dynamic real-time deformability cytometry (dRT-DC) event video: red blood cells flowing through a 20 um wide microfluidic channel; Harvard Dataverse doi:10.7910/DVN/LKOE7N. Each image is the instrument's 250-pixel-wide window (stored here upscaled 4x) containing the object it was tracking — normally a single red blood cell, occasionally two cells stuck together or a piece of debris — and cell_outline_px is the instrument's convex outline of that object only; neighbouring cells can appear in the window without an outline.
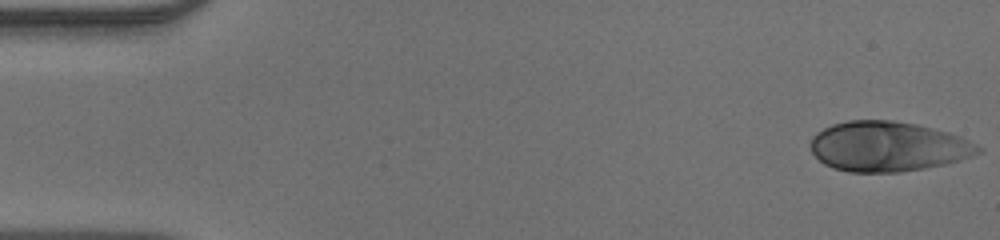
{"species": "human", "species_latin": "Homo sapiens", "temperature_condition": "warm", "stored_images_in_passage": 46, "camera_frame_rate_fps": 3000, "um_per_image_px": 0.085, "donor": {"sex": "male"}, "frame": {"image": 1, "passage_image": 1, "time_ms": 0.0, "image_size_px": [1000, 240], "cell_outline_px": [[984, 152], [960, 160], [944, 164], [924, 168], [900, 172], [848, 172], [832, 168], [824, 164], [812, 152], [812, 136], [816, 132], [832, 124], [848, 120], [892, 120], [916, 124], [948, 132], [960, 136], [984, 148]], "centroid_in_image_um": [75.49, 12.45], "position_along_channel_um": 9.5, "area_um2": 48.9}}
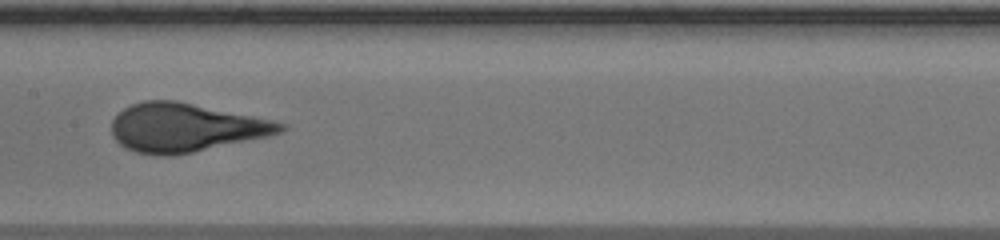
{"frame": {"image": 2, "passage_image": 24, "time_ms": 7.667, "image_size_px": [1000, 240], "cell_outline_px": [[288, 128], [280, 132], [268, 136], [192, 152], [172, 156], [164, 156], [136, 152], [124, 148], [112, 136], [112, 120], [124, 108], [132, 104], [144, 100], [176, 100], [252, 116], [284, 124]], "centroid_in_image_um": [15.7, 10.85], "position_along_channel_um": 191.7, "area_um2": 47.28}}
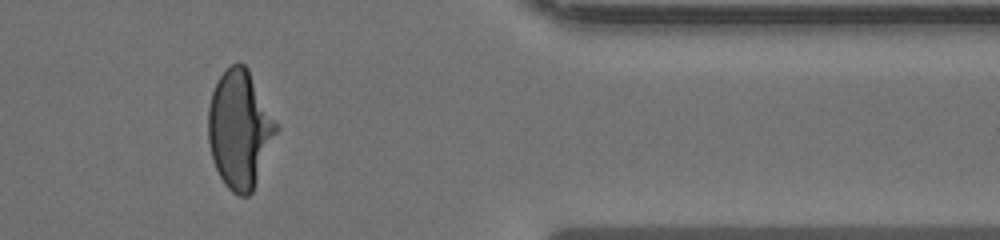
{"frame": {"image": 3, "passage_image": 40, "time_ms": 13.0, "image_size_px": [1000, 240], "cell_outline_px": [[280, 128], [252, 192], [248, 196], [240, 196], [232, 192], [224, 184], [212, 160], [208, 140], [208, 108], [212, 92], [220, 76], [232, 64], [244, 64], [248, 68], [280, 124]], "centroid_in_image_um": [20.41, 10.99], "position_along_channel_um": 391.0, "area_um2": 47.16}}